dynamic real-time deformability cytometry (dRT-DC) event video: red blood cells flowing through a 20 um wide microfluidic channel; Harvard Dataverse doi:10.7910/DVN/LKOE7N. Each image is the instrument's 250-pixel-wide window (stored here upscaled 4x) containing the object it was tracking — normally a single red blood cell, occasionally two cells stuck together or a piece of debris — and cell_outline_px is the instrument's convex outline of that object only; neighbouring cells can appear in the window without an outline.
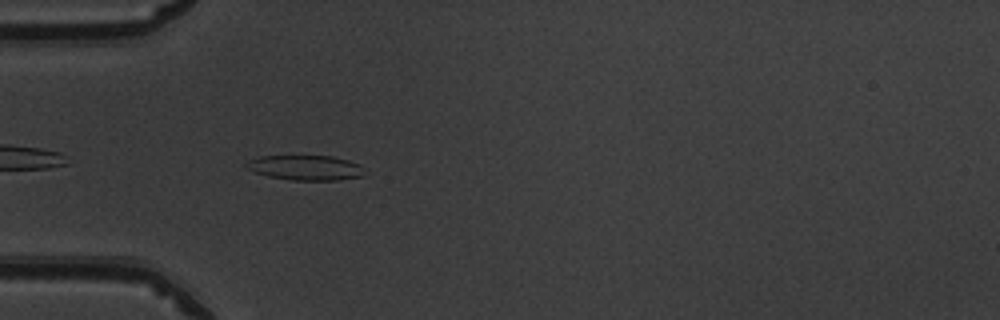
{"species": "common noctule bat (a hibernating species)", "species_latin": "Nyctalus noctula", "temperature_condition": "warm", "stored_images_in_passage": 37, "camera_frame_rate_fps": 3000, "um_per_image_px": 0.085, "animal": {"sex": "male", "body_mass_g": 19.5, "forearm_length_mm": 54.6}, "frame": {"image": 1, "passage_image": 2, "time_ms": 0.333, "image_size_px": [1000, 320], "cell_outline_px": [[364, 176], [336, 180], [292, 180], [268, 176], [256, 172], [248, 168], [244, 164], [248, 160], [260, 156], [332, 156], [348, 160], [360, 164]], "centroid_in_image_um": [25.97, 14.25], "position_along_channel_um": 59.0, "area_um2": 17.05}}
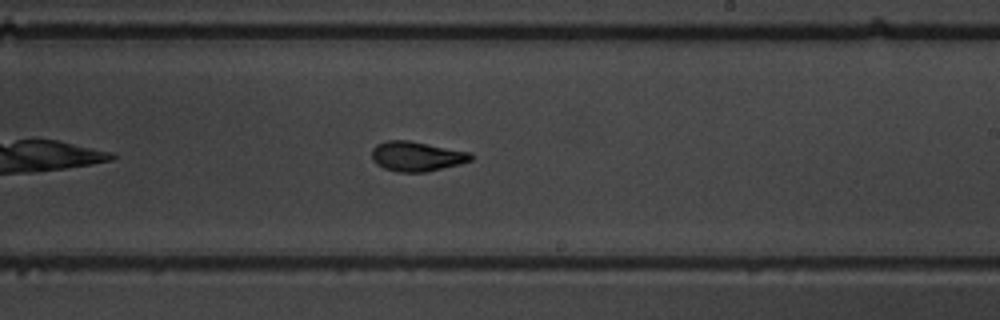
{"frame": {"image": 2, "passage_image": 17, "time_ms": 5.333, "image_size_px": [1000, 320], "cell_outline_px": [[472, 160], [460, 164], [424, 172], [400, 172], [384, 168], [376, 164], [372, 160], [372, 148], [376, 144], [388, 140], [408, 140], [468, 152], [472, 156]], "centroid_in_image_um": [35.37, 13.29], "position_along_channel_um": 253.6, "area_um2": 16.99}}
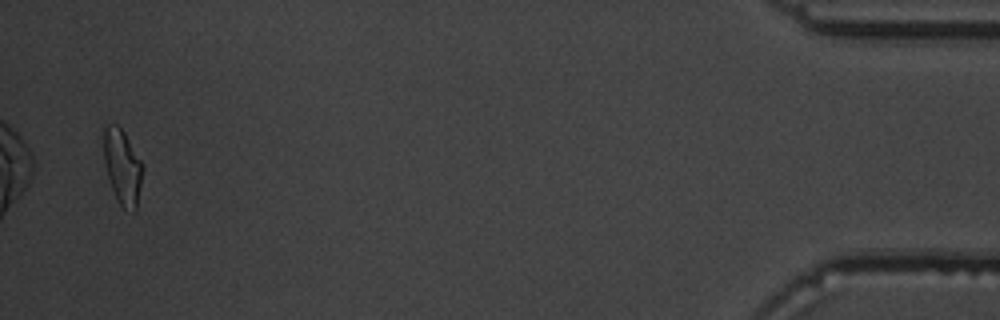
{"frame": {"image": 3, "passage_image": 36, "time_ms": 11.667, "image_size_px": [1000, 320], "cell_outline_px": [[144, 168], [136, 212], [132, 212], [124, 208], [116, 200], [108, 176], [104, 160], [104, 128], [108, 124], [116, 124], [124, 132], [144, 164]], "centroid_in_image_um": [10.44, 14.21], "position_along_channel_um": 424.8, "area_um2": 17.17}, "authors_computed_cell_mechanics": {"area_um2": 17.051, "velocity_mm_per_s": 3.9846, "shape_relaxation_time_tau1_ms": 3.7069, "shape_relaxation_time_tau2_ms": 1.5523, "deformation_change_tau1": 0.1591, "deformation_change_tau2": 0.0799}}